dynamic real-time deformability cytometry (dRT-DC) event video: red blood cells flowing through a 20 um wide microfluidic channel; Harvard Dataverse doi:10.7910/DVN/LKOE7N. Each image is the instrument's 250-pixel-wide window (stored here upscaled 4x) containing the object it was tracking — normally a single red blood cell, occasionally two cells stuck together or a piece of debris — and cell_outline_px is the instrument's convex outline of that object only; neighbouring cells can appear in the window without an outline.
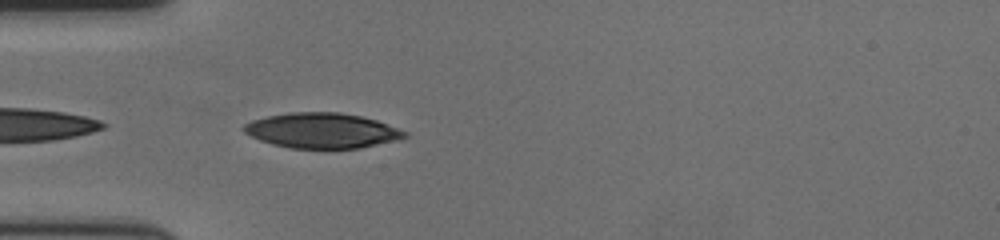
{"species": "human", "species_latin": "Homo sapiens", "temperature_condition": "cold", "stored_images_in_passage": 16, "camera_frame_rate_fps": 3000, "um_per_image_px": 0.085, "donor": {"sex": "female"}, "frame": {"image": 1, "passage_image": 2, "time_ms": 0.333, "image_size_px": [1000, 240], "cell_outline_px": [[408, 136], [360, 148], [288, 148], [272, 144], [260, 140], [244, 132], [244, 124], [252, 120], [268, 116], [288, 112], [340, 112], [360, 116], [376, 120], [408, 132]], "centroid_in_image_um": [27.34, 11.09], "position_along_channel_um": 57.7, "area_um2": 32.66}}
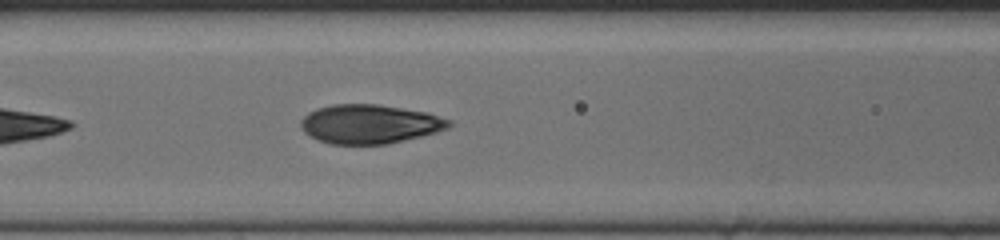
{"frame": {"image": 2, "passage_image": 9, "time_ms": 2.667, "image_size_px": [1000, 240], "cell_outline_px": [[452, 124], [448, 128], [436, 132], [388, 144], [328, 144], [316, 140], [304, 132], [300, 128], [300, 120], [308, 112], [316, 108], [332, 104], [376, 104], [428, 112], [452, 120]], "centroid_in_image_um": [31.39, 10.54], "position_along_channel_um": 135.2, "area_um2": 33.99}}
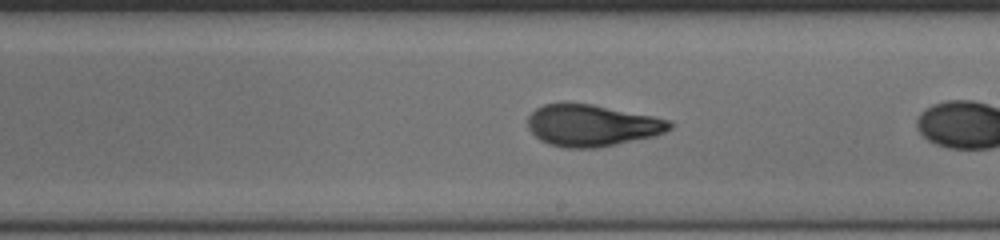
{"frame": {"image": 3, "passage_image": 15, "time_ms": 4.667, "image_size_px": [1000, 240], "cell_outline_px": [[672, 128], [656, 136], [596, 148], [564, 148], [548, 144], [540, 140], [528, 128], [528, 116], [536, 108], [544, 104], [564, 100], [592, 104], [652, 116], [668, 120], [672, 124]], "centroid_in_image_um": [50.26, 10.64], "position_along_channel_um": 238.7, "area_um2": 34.91}}